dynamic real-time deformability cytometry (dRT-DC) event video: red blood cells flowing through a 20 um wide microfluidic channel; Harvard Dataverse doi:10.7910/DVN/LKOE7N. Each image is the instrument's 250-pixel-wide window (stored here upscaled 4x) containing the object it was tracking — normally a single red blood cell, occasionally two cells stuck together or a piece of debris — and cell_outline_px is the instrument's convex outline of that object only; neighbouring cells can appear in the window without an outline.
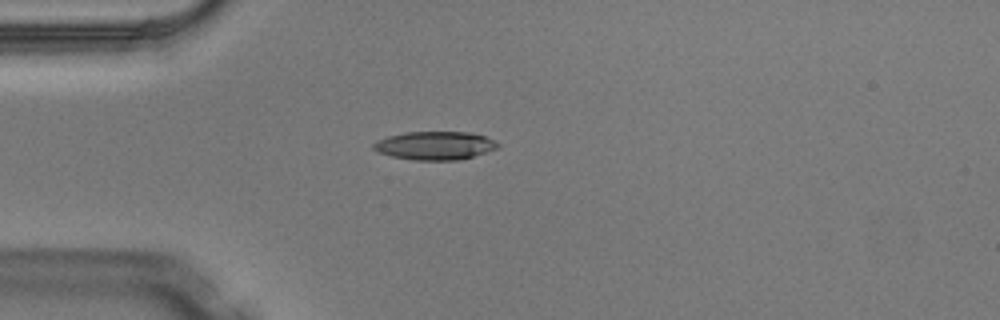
{"species": "Egyptian fruit bat (a non-hibernating species)", "species_latin": "Rousettus aegyptiacus", "temperature_condition": "warm", "stored_images_in_passage": 1, "camera_frame_rate_fps": 3000, "um_per_image_px": 0.085, "animal": {"sex": "male"}, "frame": {"image": 1, "passage_image": 1, "time_ms": 0.0, "image_size_px": [1000, 320], "cell_outline_px": [[500, 144], [496, 148], [460, 160], [412, 160], [392, 156], [376, 152], [372, 148], [372, 144], [376, 140], [388, 136], [404, 132], [472, 132], [484, 136]], "centroid_in_image_um": [36.9, 12.37], "position_along_channel_um": 48.1, "area_um2": 20.52}}